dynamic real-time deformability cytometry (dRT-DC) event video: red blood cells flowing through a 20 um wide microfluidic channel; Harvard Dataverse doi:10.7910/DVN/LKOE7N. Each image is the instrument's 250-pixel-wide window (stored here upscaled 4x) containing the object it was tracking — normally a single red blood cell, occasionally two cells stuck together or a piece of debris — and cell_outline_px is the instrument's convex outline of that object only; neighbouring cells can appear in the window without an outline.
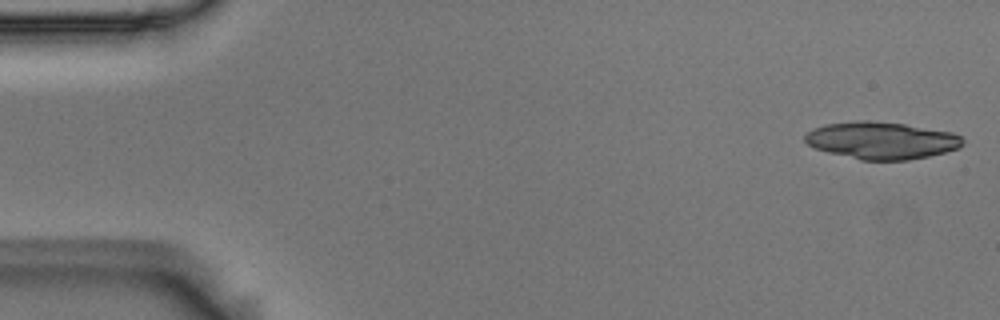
{"species": "Egyptian fruit bat (a non-hibernating species)", "species_latin": "Rousettus aegyptiacus", "temperature_condition": "room temperature", "stored_images_in_passage": 5, "camera_frame_rate_fps": 3000, "um_per_image_px": 0.085, "animal": {"sex": "male"}, "frame": {"image": 1, "passage_image": 1, "time_ms": 0.0, "image_size_px": [1000, 320], "cell_outline_px": [[964, 144], [960, 148], [928, 156], [908, 160], [860, 160], [828, 152], [816, 148], [808, 144], [804, 140], [804, 136], [808, 132], [824, 124], [856, 120], [868, 120], [904, 124], [952, 132], [960, 136], [964, 140]], "centroid_in_image_um": [74.94, 11.93], "position_along_channel_um": 10.1, "area_um2": 34.16}}